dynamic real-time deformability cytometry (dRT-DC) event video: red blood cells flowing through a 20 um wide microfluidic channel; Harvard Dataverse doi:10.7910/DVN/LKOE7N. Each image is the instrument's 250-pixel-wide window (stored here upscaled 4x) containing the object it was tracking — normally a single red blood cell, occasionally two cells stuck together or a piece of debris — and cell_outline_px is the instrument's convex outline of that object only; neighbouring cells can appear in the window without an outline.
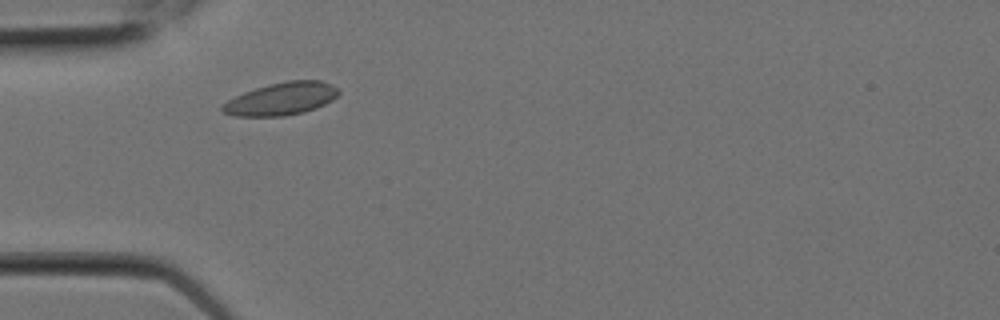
{"species": "Egyptian fruit bat (a non-hibernating species)", "species_latin": "Rousettus aegyptiacus", "temperature_condition": "room temperature", "stored_images_in_passage": 8, "camera_frame_rate_fps": 3000, "um_per_image_px": 0.085, "animal": {"sex": "female"}, "frame": {"image": 1, "passage_image": 3, "time_ms": 0.667, "image_size_px": [1000, 320], "cell_outline_px": [[340, 92], [332, 100], [316, 108], [304, 112], [284, 116], [236, 116], [224, 112], [220, 108], [220, 104], [244, 92], [268, 84], [288, 80], [320, 80], [340, 88]], "centroid_in_image_um": [23.92, 8.39], "position_along_channel_um": 61.1, "area_um2": 22.14}}
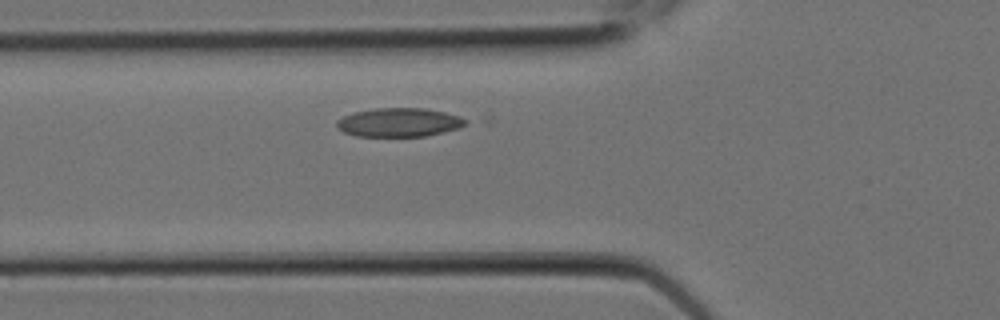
{"frame": {"image": 2, "passage_image": 4, "time_ms": 1.0, "image_size_px": [1000, 320], "cell_outline_px": [[468, 120], [460, 128], [444, 132], [424, 136], [356, 136], [344, 132], [336, 128], [336, 120], [352, 112], [376, 108], [424, 108], [444, 112], [460, 116]], "centroid_in_image_um": [33.9, 10.4], "position_along_channel_um": 91.9, "area_um2": 21.68}}